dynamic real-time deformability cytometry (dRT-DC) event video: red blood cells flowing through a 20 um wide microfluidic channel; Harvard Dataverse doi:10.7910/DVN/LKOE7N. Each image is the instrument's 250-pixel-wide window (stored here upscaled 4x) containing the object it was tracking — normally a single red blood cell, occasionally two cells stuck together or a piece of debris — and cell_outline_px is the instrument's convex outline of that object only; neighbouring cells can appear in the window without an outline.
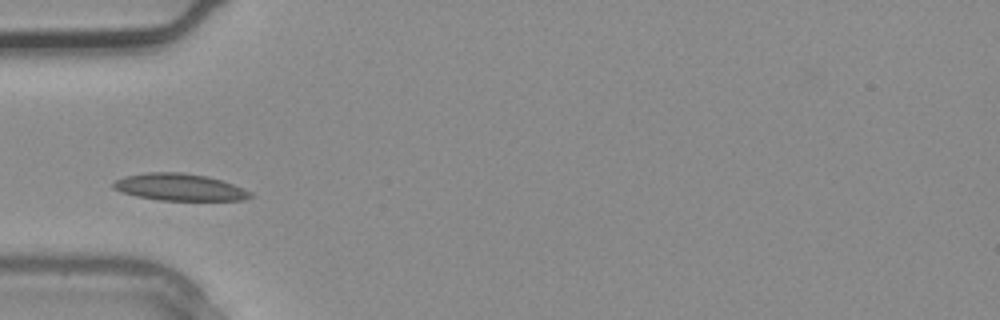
{"species": "common noctule bat (a hibernating species)", "species_latin": "Nyctalus noctula", "temperature_condition": "warm", "stored_images_in_passage": 1, "camera_frame_rate_fps": 3000, "um_per_image_px": 0.085, "animal": {"sex": "male", "body_mass_g": 20.4}, "frame": {"image": 1, "passage_image": 1, "time_ms": 0.0, "image_size_px": [1000, 320], "cell_outline_px": [[252, 196], [244, 200], [160, 200], [136, 196], [120, 192], [112, 188], [112, 184], [116, 180], [124, 176], [148, 172], [180, 172], [204, 176], [220, 180], [244, 188], [252, 192]], "centroid_in_image_um": [15.23, 15.91], "position_along_channel_um": 69.8, "area_um2": 21.44}}